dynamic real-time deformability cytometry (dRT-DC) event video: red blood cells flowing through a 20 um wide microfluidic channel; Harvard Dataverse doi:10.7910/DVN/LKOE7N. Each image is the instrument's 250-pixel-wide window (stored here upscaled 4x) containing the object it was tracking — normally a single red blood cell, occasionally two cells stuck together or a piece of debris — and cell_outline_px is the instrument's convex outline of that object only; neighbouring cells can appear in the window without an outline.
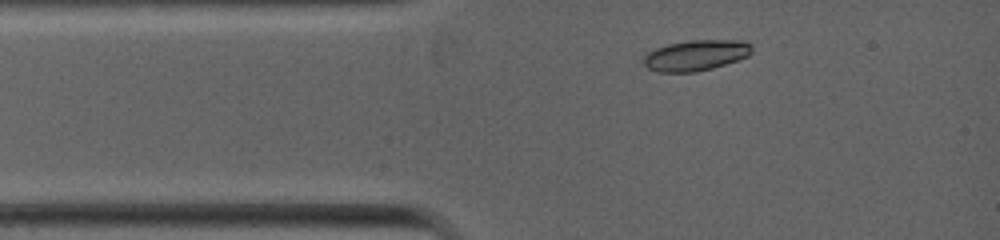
{"species": "common noctule bat (a hibernating species)", "species_latin": "Nyctalus noctula", "temperature_condition": "warm", "stored_images_in_passage": 14, "camera_frame_rate_fps": 5000, "um_per_image_px": 0.085, "animal": {"sex": "female", "body_mass_g": 19.0, "forearm_length_mm": 53.3}, "frame": {"image": 1, "passage_image": 1, "time_ms": 0.0, "image_size_px": [1000, 240], "cell_outline_px": [[752, 52], [748, 56], [712, 68], [696, 72], [660, 72], [648, 68], [644, 64], [644, 56], [648, 52], [656, 48], [668, 44], [692, 40], [740, 40], [748, 44], [752, 48]], "centroid_in_image_um": [59.13, 4.7], "position_along_channel_um": 25.9, "area_um2": 19.13}}
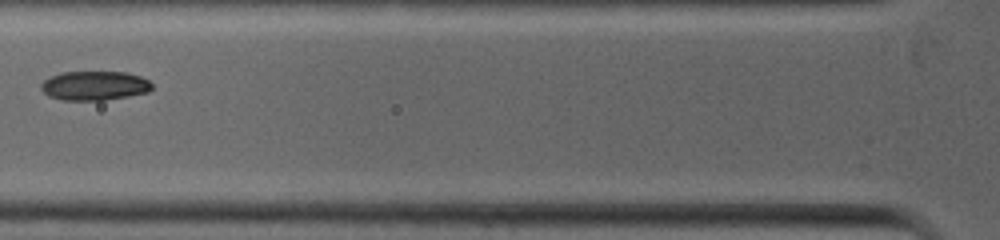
{"frame": {"image": 2, "passage_image": 7, "time_ms": 2.2, "image_size_px": [1000, 240], "cell_outline_px": [[152, 88], [148, 92], [128, 96], [104, 100], [64, 100], [48, 96], [40, 88], [40, 84], [44, 80], [52, 76], [64, 72], [124, 72], [140, 76], [148, 80], [152, 84]], "centroid_in_image_um": [8.03, 7.28], "position_along_channel_um": 117.8, "area_um2": 18.79}}
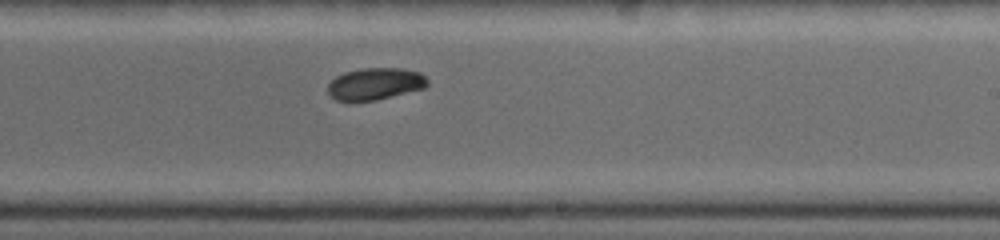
{"frame": {"image": 3, "passage_image": 14, "time_ms": 5.0, "image_size_px": [1000, 240], "cell_outline_px": [[428, 84], [424, 88], [376, 100], [336, 100], [328, 92], [328, 84], [336, 76], [344, 72], [364, 68], [400, 68], [420, 72], [428, 80]], "centroid_in_image_um": [31.9, 7.11], "position_along_channel_um": 257.1, "area_um2": 18.32}}